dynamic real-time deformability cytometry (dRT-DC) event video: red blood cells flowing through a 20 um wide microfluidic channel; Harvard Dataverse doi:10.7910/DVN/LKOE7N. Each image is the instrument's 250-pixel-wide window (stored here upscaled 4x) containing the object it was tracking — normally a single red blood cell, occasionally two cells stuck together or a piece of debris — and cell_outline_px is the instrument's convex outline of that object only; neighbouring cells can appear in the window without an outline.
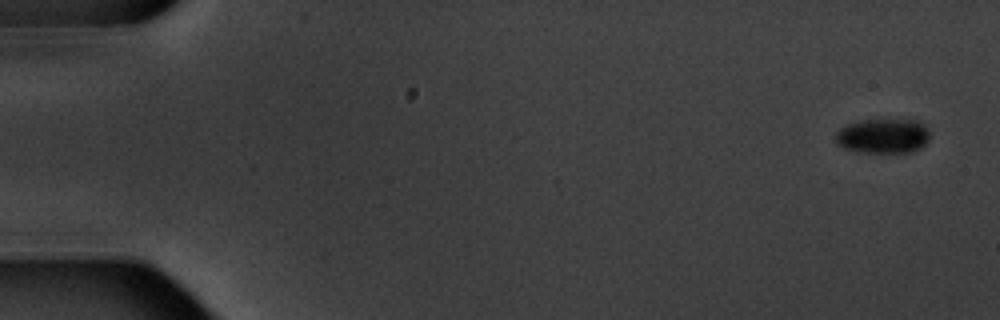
{"species": "common noctule bat (a hibernating species)", "species_latin": "Nyctalus noctula", "temperature_condition": "warm", "stored_images_in_passage": 6, "camera_frame_rate_fps": 3000, "um_per_image_px": 0.085, "animal": {"sex": "male", "body_mass_g": 20.1, "forearm_length_mm": 53.5}, "frame": {"image": 1, "passage_image": 1, "time_ms": 0.0, "image_size_px": [1000, 320], "cell_outline_px": [[928, 140], [920, 148], [912, 152], [856, 152], [844, 148], [836, 144], [836, 132], [844, 124], [860, 120], [916, 120], [924, 124], [928, 128]], "centroid_in_image_um": [75.02, 11.55], "position_along_channel_um": 10.0, "area_um2": 19.19}}
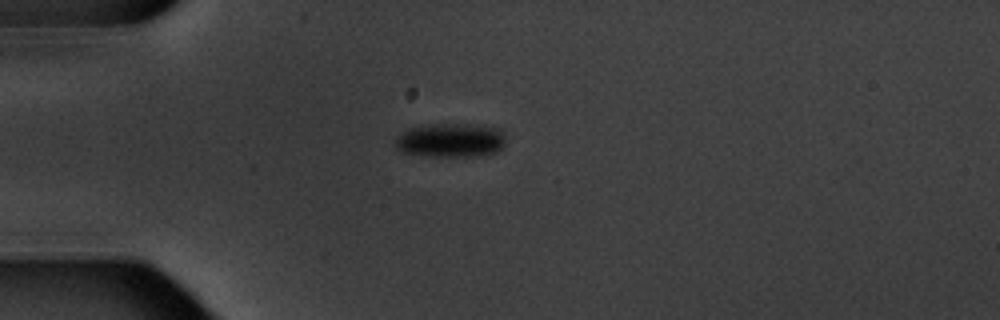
{"frame": {"image": 2, "passage_image": 5, "time_ms": 4.667, "image_size_px": [1000, 320], "cell_outline_px": [[504, 144], [496, 152], [484, 156], [428, 156], [400, 152], [396, 148], [396, 136], [412, 128], [436, 124], [468, 124], [496, 128], [504, 136]], "centroid_in_image_um": [38.29, 11.94], "position_along_channel_um": 46.7, "area_um2": 21.62}}